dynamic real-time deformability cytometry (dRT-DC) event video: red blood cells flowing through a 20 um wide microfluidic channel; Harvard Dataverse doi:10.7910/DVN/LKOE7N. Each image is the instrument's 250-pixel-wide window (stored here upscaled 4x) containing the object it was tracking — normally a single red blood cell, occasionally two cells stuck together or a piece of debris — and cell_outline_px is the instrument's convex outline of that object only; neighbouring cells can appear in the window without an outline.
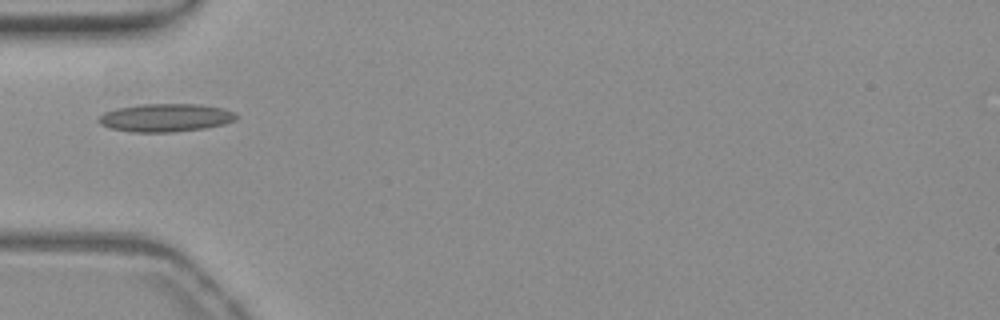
{"species": "common noctule bat (a hibernating species)", "species_latin": "Nyctalus noctula", "temperature_condition": "warm", "stored_images_in_passage": 37, "camera_frame_rate_fps": 3000, "um_per_image_px": 0.085, "animal": {"sex": "female", "body_mass_g": 19.3, "forearm_length_mm": 54.1}, "frame": {"image": 1, "passage_image": 1, "time_ms": 0.0, "image_size_px": [1000, 320], "cell_outline_px": [[240, 116], [236, 120], [224, 124], [204, 128], [172, 132], [132, 132], [108, 128], [100, 124], [96, 120], [104, 112], [116, 108], [140, 104], [200, 104], [224, 108], [236, 112]], "centroid_in_image_um": [14.09, 10.0], "position_along_channel_um": 70.9, "area_um2": 22.83}}
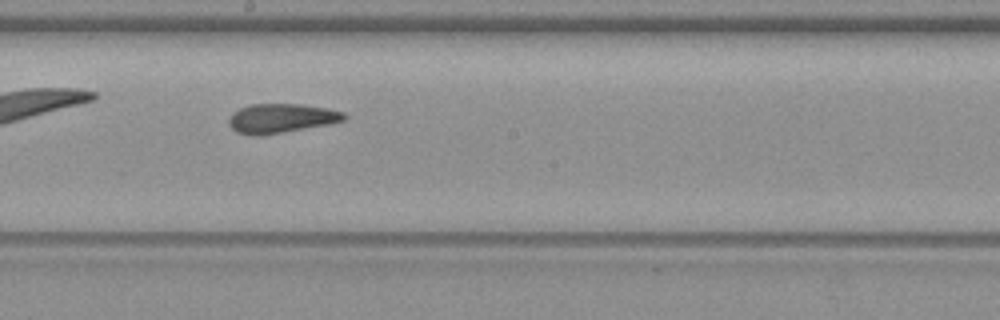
{"frame": {"image": 2, "passage_image": 13, "time_ms": 4.0, "image_size_px": [1000, 320], "cell_outline_px": [[348, 116], [344, 120], [328, 124], [260, 136], [252, 136], [236, 132], [228, 124], [228, 120], [232, 112], [240, 108], [252, 104], [304, 104], [328, 108], [344, 112]], "centroid_in_image_um": [23.88, 10.05], "position_along_channel_um": 224.3, "area_um2": 19.77}}
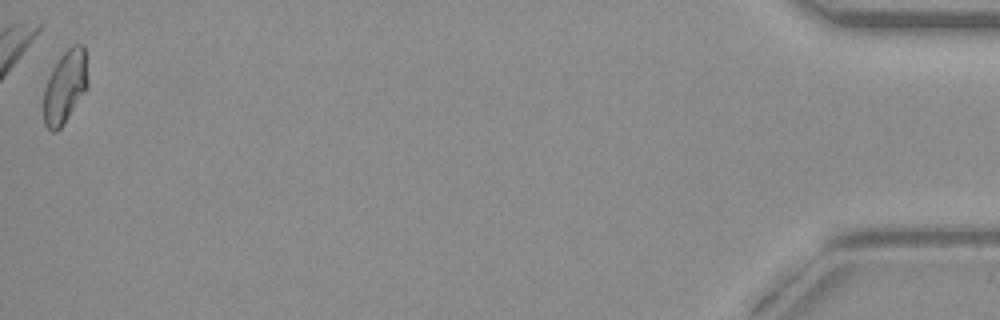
{"frame": {"image": 3, "passage_image": 37, "time_ms": 12.0, "image_size_px": [1000, 320], "cell_outline_px": [[88, 88], [64, 124], [56, 132], [52, 132], [44, 124], [44, 88], [52, 68], [60, 56], [72, 44], [84, 44], [88, 80]], "centroid_in_image_um": [5.54, 7.37], "position_along_channel_um": 429.7, "area_um2": 18.96}, "authors_computed_cell_mechanics": {"area_um2": 19.5364, "velocity_mm_per_s": 3.8168, "shape_relaxation_time_tau1_ms": null, "shape_relaxation_time_tau2_ms": 1.9503, "deformation_change_tau1": null, "deformation_change_tau2": 0.0777}}